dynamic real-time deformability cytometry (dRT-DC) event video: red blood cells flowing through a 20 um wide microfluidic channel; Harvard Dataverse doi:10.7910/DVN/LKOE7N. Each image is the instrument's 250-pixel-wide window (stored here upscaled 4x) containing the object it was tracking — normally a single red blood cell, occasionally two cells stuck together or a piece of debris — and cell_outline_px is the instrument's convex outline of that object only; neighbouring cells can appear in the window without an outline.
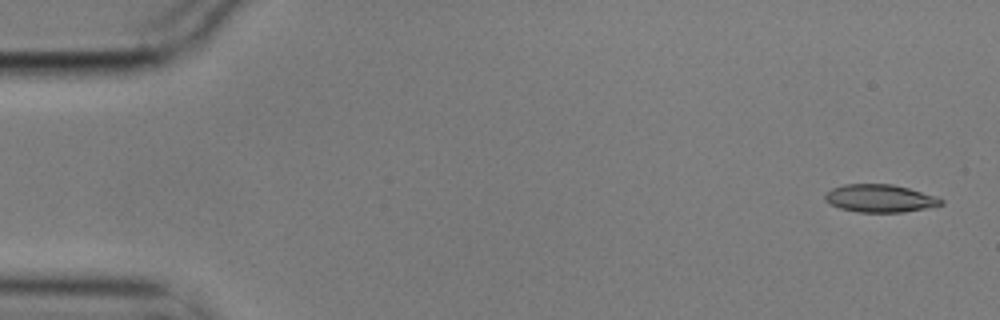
{"species": "common noctule bat (a hibernating species)", "species_latin": "Nyctalus noctula", "temperature_condition": "cold", "stored_images_in_passage": 6, "camera_frame_rate_fps": 3000, "um_per_image_px": 0.085, "animal": {"sex": "male", "body_mass_g": 17.9}, "frame": {"image": 1, "passage_image": 1, "time_ms": 0.0, "image_size_px": [1000, 320], "cell_outline_px": [[944, 204], [904, 212], [856, 212], [840, 208], [824, 200], [824, 192], [832, 188], [844, 184], [892, 184], [908, 188], [936, 196], [944, 200]], "centroid_in_image_um": [74.77, 16.85], "position_along_channel_um": 10.2, "area_um2": 18.79}}